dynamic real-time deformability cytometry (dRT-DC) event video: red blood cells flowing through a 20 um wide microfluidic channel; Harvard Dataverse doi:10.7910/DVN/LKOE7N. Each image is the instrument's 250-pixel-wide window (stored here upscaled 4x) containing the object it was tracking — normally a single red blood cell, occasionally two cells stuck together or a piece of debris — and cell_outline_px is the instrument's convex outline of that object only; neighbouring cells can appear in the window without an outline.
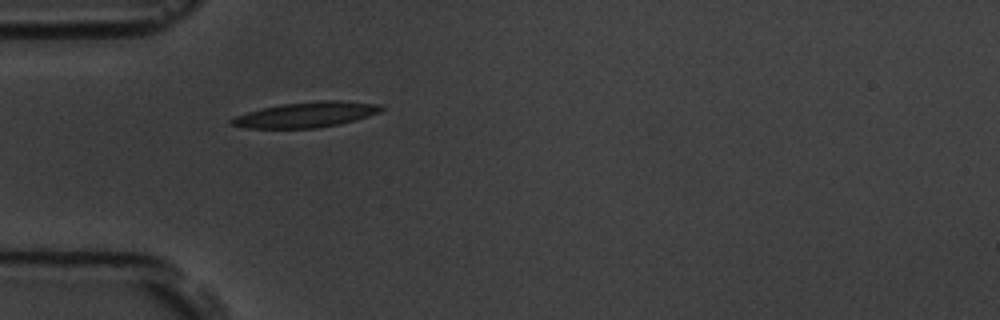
{"species": "common noctule bat (a hibernating species)", "species_latin": "Nyctalus noctula", "temperature_condition": "room temperature", "stored_images_in_passage": 1, "camera_frame_rate_fps": 3000, "um_per_image_px": 0.085, "animal": {"sex": "male", "body_mass_g": 19.5, "forearm_length_mm": 54.6}, "frame": {"image": 1, "passage_image": 1, "time_ms": 0.0, "image_size_px": [1000, 320], "cell_outline_px": [[384, 108], [380, 112], [368, 116], [340, 124], [320, 128], [248, 128], [232, 124], [228, 120], [236, 116], [260, 108], [280, 104], [320, 100], [340, 100], [380, 104]], "centroid_in_image_um": [26.04, 9.74], "position_along_channel_um": 59.0, "area_um2": 22.2}}